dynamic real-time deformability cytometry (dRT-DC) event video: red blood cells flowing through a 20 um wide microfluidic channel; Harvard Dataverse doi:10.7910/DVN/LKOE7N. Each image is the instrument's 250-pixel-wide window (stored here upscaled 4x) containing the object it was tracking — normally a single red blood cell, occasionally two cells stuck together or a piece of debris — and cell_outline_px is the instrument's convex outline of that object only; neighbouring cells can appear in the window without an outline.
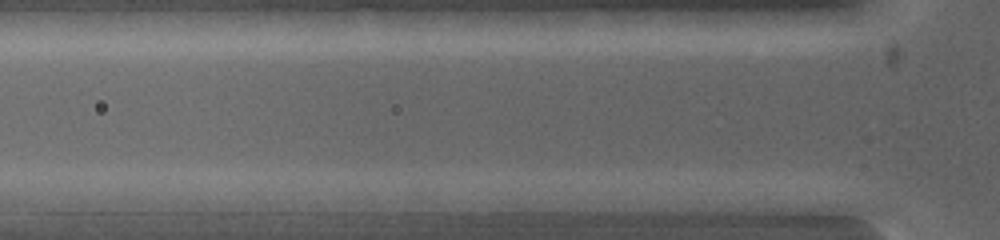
{"species": "common noctule bat (a hibernating species)", "species_latin": "Nyctalus noctula", "temperature_condition": "warm", "stored_images_in_passage": 3, "camera_frame_rate_fps": 5000, "um_per_image_px": 0.085, "animal": {"sex": "female", "body_mass_g": 19.0, "forearm_length_mm": 53.3}, "frame": {"image": 1, "passage_image": 2, "time_ms": 0.4, "image_size_px": [1000, 240], "cell_outline_px": [[388, 200], [380, 212], [300, 212], [300, 192], [372, 192]], "centroid_in_image_um": [29.01, 17.18], "position_along_channel_um": 96.8, "area_um2": 11.91}}